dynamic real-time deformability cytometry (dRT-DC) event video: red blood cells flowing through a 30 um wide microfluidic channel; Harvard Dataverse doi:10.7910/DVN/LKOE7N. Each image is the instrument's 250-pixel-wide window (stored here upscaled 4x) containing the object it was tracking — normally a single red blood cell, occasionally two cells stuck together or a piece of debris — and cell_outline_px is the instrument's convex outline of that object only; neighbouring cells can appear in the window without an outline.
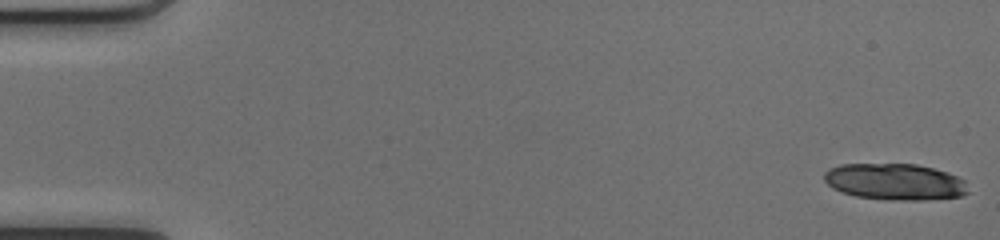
{"species": "common noctule bat (a hibernating species)", "species_latin": "Nyctalus noctula", "temperature_condition": "cold", "stored_images_in_passage": 25, "camera_frame_rate_fps": 3000, "um_per_image_px": 0.085, "animal": {"sex": "female", "body_mass_g": 17.0, "forearm_length_mm": 48.0}, "frame": {"image": 1, "passage_image": 1, "time_ms": 0.0, "image_size_px": [1000, 240], "cell_outline_px": [[968, 192], [960, 196], [920, 200], [888, 200], [856, 196], [840, 192], [832, 188], [824, 180], [824, 172], [828, 168], [840, 164], [916, 164], [948, 172], [964, 180]], "centroid_in_image_um": [76.02, 15.44], "position_along_channel_um": 9.0, "area_um2": 30.58}}
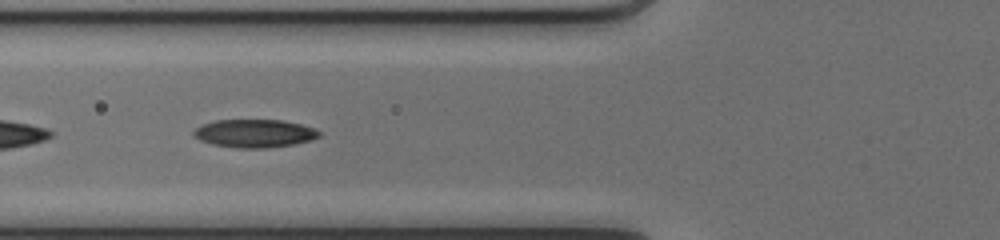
{"frame": {"image": 2, "passage_image": 20, "time_ms": 6.333, "image_size_px": [1000, 240], "cell_outline_px": [[320, 136], [312, 140], [296, 144], [268, 148], [236, 148], [212, 144], [200, 140], [192, 136], [192, 132], [200, 124], [216, 120], [280, 120], [300, 124], [312, 128], [320, 132]], "centroid_in_image_um": [21.6, 11.34], "position_along_channel_um": 104.2, "area_um2": 20.69}}